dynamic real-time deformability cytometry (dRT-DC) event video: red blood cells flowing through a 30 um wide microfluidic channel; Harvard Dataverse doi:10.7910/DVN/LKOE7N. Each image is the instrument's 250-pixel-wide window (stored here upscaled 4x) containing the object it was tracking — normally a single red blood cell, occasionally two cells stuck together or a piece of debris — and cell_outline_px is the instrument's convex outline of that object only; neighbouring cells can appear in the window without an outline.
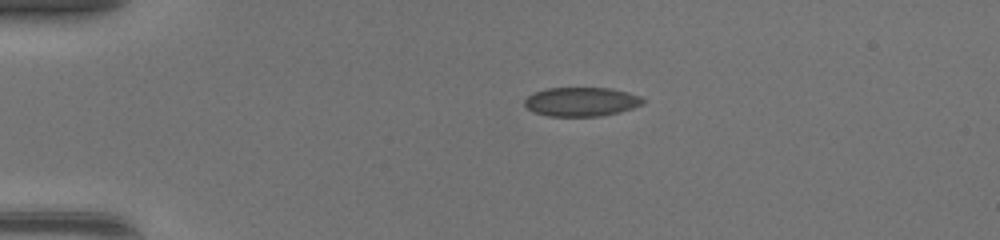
{"species": "common noctule bat (a hibernating species)", "species_latin": "Nyctalus noctula", "temperature_condition": "warm", "stored_images_in_passage": 38, "camera_frame_rate_fps": 3000, "um_per_image_px": 0.085, "animal": {"sex": "female", "body_mass_g": 17.0, "forearm_length_mm": 48.0}, "frame": {"image": 1, "passage_image": 1, "time_ms": 0.0, "image_size_px": [1000, 240], "cell_outline_px": [[644, 104], [620, 112], [600, 116], [548, 116], [532, 112], [524, 104], [524, 100], [528, 96], [536, 92], [548, 88], [612, 88], [628, 92], [640, 96], [644, 100]], "centroid_in_image_um": [49.43, 8.65], "position_along_channel_um": 35.6, "area_um2": 20.06}}
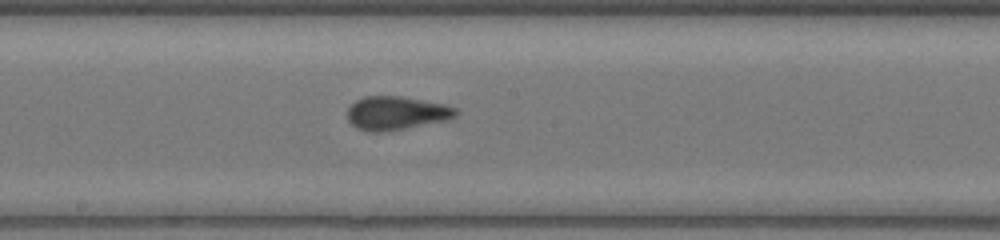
{"frame": {"image": 2, "passage_image": 17, "time_ms": 5.333, "image_size_px": [1000, 240], "cell_outline_px": [[460, 112], [456, 116], [448, 120], [404, 128], [380, 132], [368, 132], [356, 128], [348, 120], [348, 108], [356, 100], [364, 96], [400, 96], [444, 104], [456, 108]], "centroid_in_image_um": [33.69, 9.61], "position_along_channel_um": 214.5, "area_um2": 21.15}}
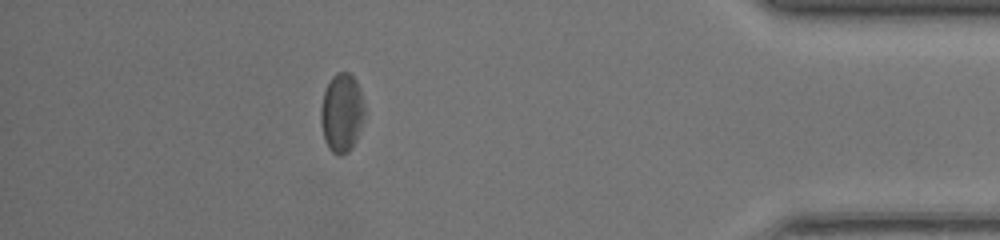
{"frame": {"image": 3, "passage_image": 33, "time_ms": 10.667, "image_size_px": [1000, 240], "cell_outline_px": [[364, 116], [356, 140], [352, 148], [348, 152], [340, 156], [332, 152], [328, 148], [324, 140], [320, 120], [320, 108], [324, 92], [332, 76], [336, 72], [348, 72], [356, 80], [360, 88], [364, 104]], "centroid_in_image_um": [29.04, 9.6], "position_along_channel_um": 406.2, "area_um2": 20.23}, "authors_computed_cell_mechanics": {"area_um2": 20.5479, "velocity_mm_per_s": 4.3728, "shape_relaxation_time_tau1_ms": 3.8911, "shape_relaxation_time_tau2_ms": 1.4117, "deformation_change_tau1": 0.107, "deformation_change_tau2": 0.0659}}